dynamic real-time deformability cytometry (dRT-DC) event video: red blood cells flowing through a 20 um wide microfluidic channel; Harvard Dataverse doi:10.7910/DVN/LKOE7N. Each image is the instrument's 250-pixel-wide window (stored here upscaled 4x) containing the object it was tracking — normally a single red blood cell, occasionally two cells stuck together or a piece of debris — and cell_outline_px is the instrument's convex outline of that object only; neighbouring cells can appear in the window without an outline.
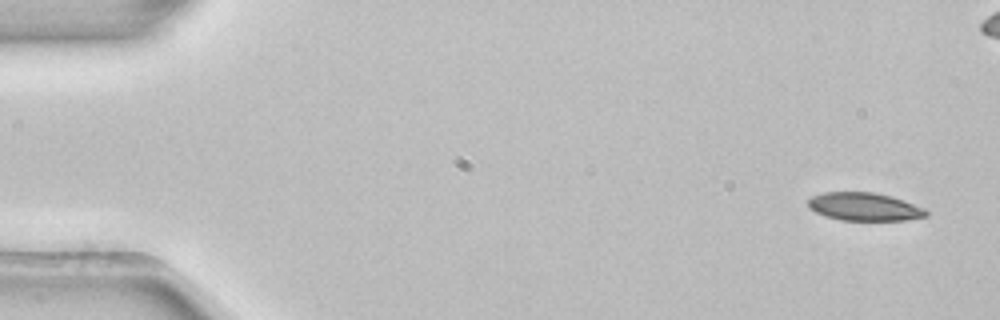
{"species": "common noctule bat (a hibernating species)", "species_latin": "Nyctalus noctula", "temperature_condition": "room temperature", "stored_images_in_passage": 4, "camera_frame_rate_fps": 3000, "um_per_image_px": 0.085, "animal": {"sex": "female", "body_mass_g": 22.7, "forearm_length_mm": 54.2}, "frame": {"image": 1, "passage_image": 1, "time_ms": 0.0, "image_size_px": [1000, 320], "cell_outline_px": [[928, 216], [904, 220], [840, 220], [816, 212], [808, 208], [808, 200], [812, 196], [824, 192], [872, 192], [892, 196], [924, 208], [928, 212]], "centroid_in_image_um": [73.47, 17.56], "position_along_channel_um": 11.5, "area_um2": 19.19}}